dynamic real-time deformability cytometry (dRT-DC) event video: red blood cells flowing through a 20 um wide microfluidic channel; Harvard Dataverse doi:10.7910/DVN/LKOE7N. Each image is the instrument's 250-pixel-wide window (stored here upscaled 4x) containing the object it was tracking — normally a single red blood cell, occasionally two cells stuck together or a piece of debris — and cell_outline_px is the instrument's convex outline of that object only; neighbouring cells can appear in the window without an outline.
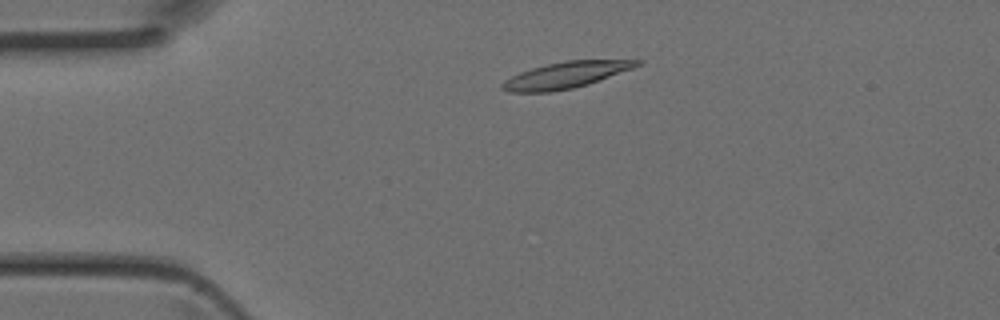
{"species": "Egyptian fruit bat (a non-hibernating species)", "species_latin": "Rousettus aegyptiacus", "temperature_condition": "room temperature", "stored_images_in_passage": 41, "camera_frame_rate_fps": 3000, "um_per_image_px": 0.085, "animal": {"sex": "female"}, "frame": {"image": 1, "passage_image": 6, "time_ms": 1.667, "image_size_px": [1000, 320], "cell_outline_px": [[644, 60], [640, 64], [632, 68], [588, 84], [572, 88], [552, 92], [508, 92], [500, 88], [500, 84], [504, 80], [520, 72], [532, 68], [564, 60]], "centroid_in_image_um": [48.03, 6.39], "position_along_channel_um": 37.0, "area_um2": 20.46}}
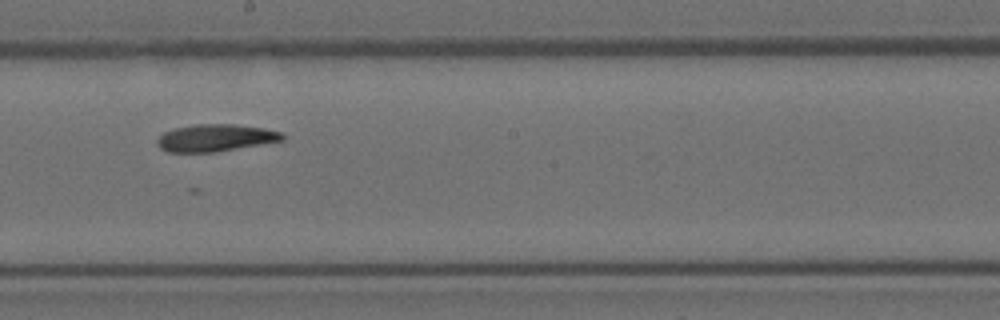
{"frame": {"image": 2, "passage_image": 21, "time_ms": 6.667, "image_size_px": [1000, 320], "cell_outline_px": [[284, 140], [216, 152], [168, 152], [160, 148], [156, 144], [156, 140], [164, 132], [176, 128], [196, 124], [236, 124], [264, 128], [280, 132], [284, 136]], "centroid_in_image_um": [18.3, 11.72], "position_along_channel_um": 229.9, "area_um2": 19.77}}
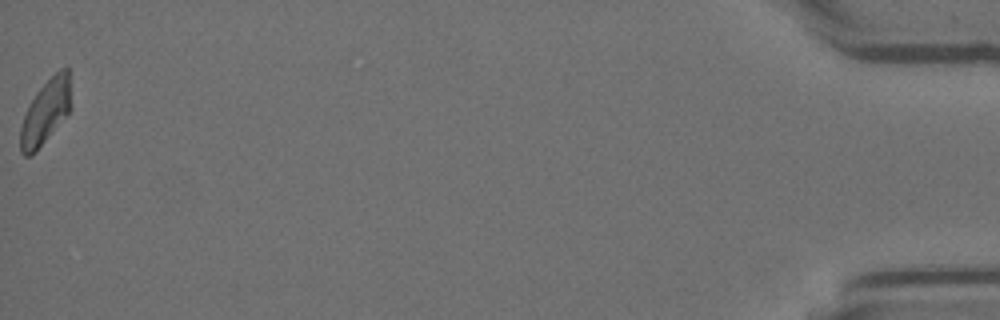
{"frame": {"image": 3, "passage_image": 41, "time_ms": 13.333, "image_size_px": [1000, 320], "cell_outline_px": [[72, 108], [36, 152], [28, 156], [24, 156], [20, 152], [20, 128], [24, 116], [36, 92], [60, 68], [68, 68]], "centroid_in_image_um": [3.88, 9.53], "position_along_channel_um": 431.3, "area_um2": 18.79}}